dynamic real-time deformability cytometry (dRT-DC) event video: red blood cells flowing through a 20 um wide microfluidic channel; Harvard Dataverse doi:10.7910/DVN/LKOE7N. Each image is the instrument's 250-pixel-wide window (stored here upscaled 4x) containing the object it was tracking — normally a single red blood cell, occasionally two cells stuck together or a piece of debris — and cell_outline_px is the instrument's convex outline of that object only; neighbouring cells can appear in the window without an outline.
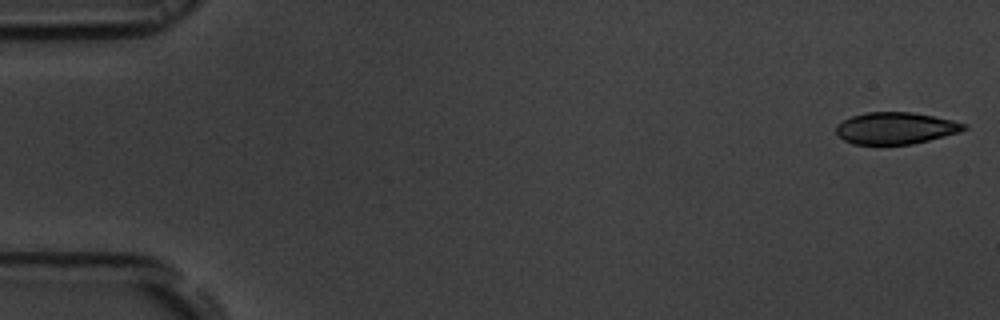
{"species": "common noctule bat (a hibernating species)", "species_latin": "Nyctalus noctula", "temperature_condition": "room temperature", "stored_images_in_passage": 54, "camera_frame_rate_fps": 3000, "um_per_image_px": 0.085, "animal": {"sex": "male", "body_mass_g": 19.5, "forearm_length_mm": 54.6}, "frame": {"image": 1, "passage_image": 1, "time_ms": 0.0, "image_size_px": [1000, 320], "cell_outline_px": [[968, 128], [960, 132], [912, 144], [852, 144], [844, 140], [836, 132], [836, 124], [852, 116], [868, 112], [912, 112], [952, 120], [968, 124]], "centroid_in_image_um": [76.14, 10.89], "position_along_channel_um": 8.9, "area_um2": 23.58}}
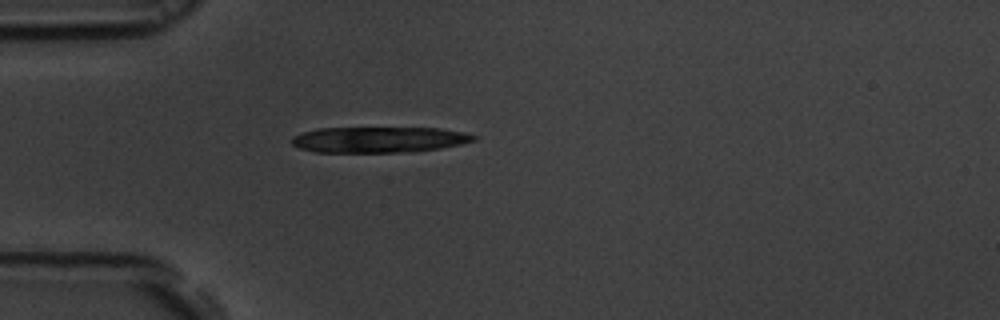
{"frame": {"image": 2, "passage_image": 15, "time_ms": 4.667, "image_size_px": [1000, 320], "cell_outline_px": [[476, 140], [460, 144], [440, 148], [408, 152], [316, 152], [300, 148], [292, 144], [292, 136], [304, 132], [320, 128], [440, 128], [464, 132], [476, 136]], "centroid_in_image_um": [32.22, 11.87], "position_along_channel_um": 52.8, "area_um2": 27.22}}